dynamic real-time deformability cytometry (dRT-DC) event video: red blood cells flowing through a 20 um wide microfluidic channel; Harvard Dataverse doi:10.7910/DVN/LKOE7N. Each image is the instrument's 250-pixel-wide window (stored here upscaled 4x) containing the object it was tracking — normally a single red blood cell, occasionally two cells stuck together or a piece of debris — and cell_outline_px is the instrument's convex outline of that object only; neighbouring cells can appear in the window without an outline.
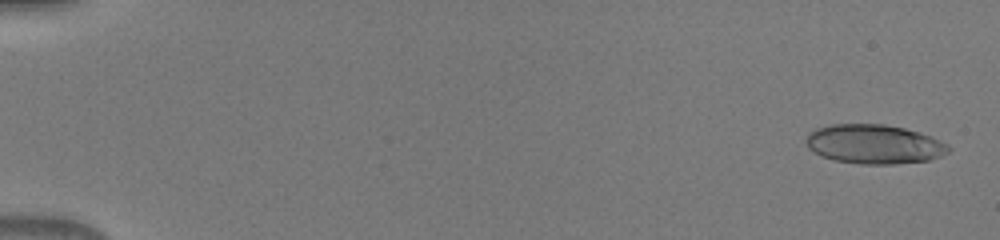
{"species": "human", "species_latin": "Homo sapiens", "temperature_condition": "warm", "stored_images_in_passage": 50, "camera_frame_rate_fps": 3000, "um_per_image_px": 0.085, "donor": {"sex": "male"}, "frame": {"image": 1, "passage_image": 2, "time_ms": 0.333, "image_size_px": [1000, 240], "cell_outline_px": [[952, 148], [948, 152], [940, 156], [928, 160], [896, 164], [860, 164], [832, 160], [820, 156], [808, 148], [804, 140], [816, 128], [832, 124], [884, 124], [904, 128], [920, 132], [932, 136], [948, 144]], "centroid_in_image_um": [74.31, 12.26], "position_along_channel_um": 10.7, "area_um2": 32.83}}
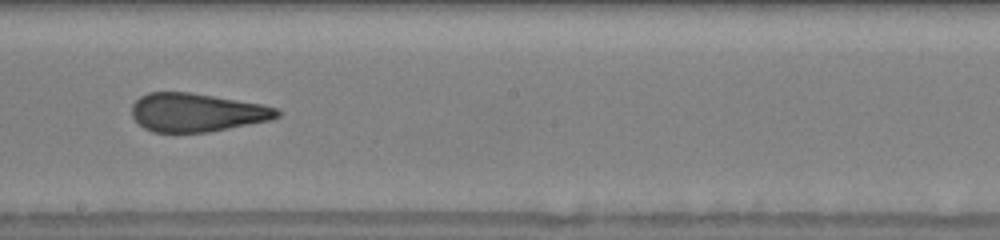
{"frame": {"image": 2, "passage_image": 30, "time_ms": 9.667, "image_size_px": [1000, 240], "cell_outline_px": [[280, 116], [272, 120], [208, 132], [152, 132], [144, 128], [132, 116], [132, 104], [140, 96], [148, 92], [188, 92], [260, 104], [276, 108], [280, 112]], "centroid_in_image_um": [16.71, 9.56], "position_along_channel_um": 231.5, "area_um2": 32.37}}
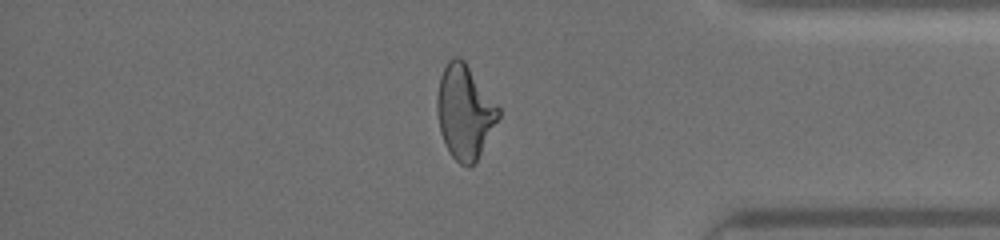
{"frame": {"image": 3, "passage_image": 43, "time_ms": 14.0, "image_size_px": [1000, 240], "cell_outline_px": [[500, 116], [476, 160], [468, 168], [460, 164], [452, 156], [440, 132], [436, 108], [436, 100], [440, 76], [448, 60], [452, 56], [460, 56], [464, 60], [500, 108]], "centroid_in_image_um": [39.48, 9.48], "position_along_channel_um": 395.7, "area_um2": 33.29}}